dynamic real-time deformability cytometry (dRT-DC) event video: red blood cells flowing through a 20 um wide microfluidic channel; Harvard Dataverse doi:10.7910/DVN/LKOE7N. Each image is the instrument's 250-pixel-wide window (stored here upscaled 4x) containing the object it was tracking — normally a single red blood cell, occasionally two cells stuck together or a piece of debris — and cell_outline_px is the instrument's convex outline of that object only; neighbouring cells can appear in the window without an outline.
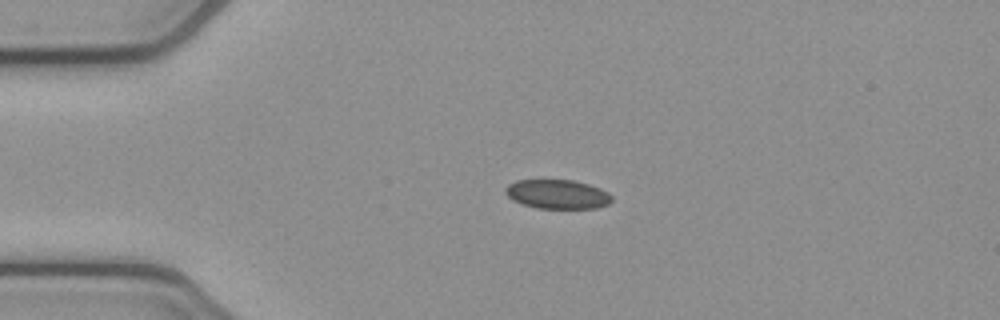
{"species": "common noctule bat (a hibernating species)", "species_latin": "Nyctalus noctula", "temperature_condition": "cold", "stored_images_in_passage": 4, "camera_frame_rate_fps": 3000, "um_per_image_px": 0.085, "animal": {"sex": "female", "body_mass_g": 21.9}, "frame": {"image": 1, "passage_image": 3, "time_ms": 0.667, "image_size_px": [1000, 320], "cell_outline_px": [[612, 200], [608, 204], [596, 208], [536, 208], [512, 200], [504, 192], [504, 188], [508, 184], [516, 180], [572, 180], [588, 184], [600, 188], [608, 192], [612, 196]], "centroid_in_image_um": [47.37, 16.5], "position_along_channel_um": 37.6, "area_um2": 18.09}}